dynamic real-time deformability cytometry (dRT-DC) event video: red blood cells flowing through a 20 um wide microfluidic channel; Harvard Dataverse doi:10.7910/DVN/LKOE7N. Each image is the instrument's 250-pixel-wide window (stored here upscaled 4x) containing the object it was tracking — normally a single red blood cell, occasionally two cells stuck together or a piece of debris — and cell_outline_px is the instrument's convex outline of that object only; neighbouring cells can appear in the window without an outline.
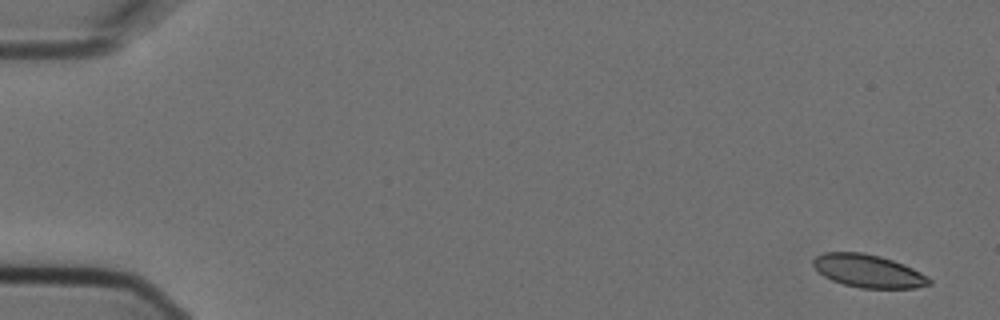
{"species": "Egyptian fruit bat (a non-hibernating species)", "species_latin": "Rousettus aegyptiacus", "temperature_condition": "cold", "stored_images_in_passage": 5, "camera_frame_rate_fps": 3000, "um_per_image_px": 0.085, "animal": {"sex": "female"}, "frame": {"image": 1, "passage_image": 1, "time_ms": 0.0, "image_size_px": [1000, 320], "cell_outline_px": [[932, 284], [916, 288], [860, 288], [844, 284], [832, 280], [824, 276], [812, 264], [812, 260], [816, 256], [824, 252], [860, 252], [880, 256], [904, 264], [920, 272], [932, 280]], "centroid_in_image_um": [73.81, 23.04], "position_along_channel_um": 11.2, "area_um2": 22.2}}